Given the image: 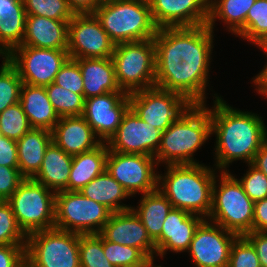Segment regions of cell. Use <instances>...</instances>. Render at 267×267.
I'll use <instances>...</instances> for the list:
<instances>
[{
    "mask_svg": "<svg viewBox=\"0 0 267 267\" xmlns=\"http://www.w3.org/2000/svg\"><path fill=\"white\" fill-rule=\"evenodd\" d=\"M24 179L19 168L0 166V201H7Z\"/></svg>",
    "mask_w": 267,
    "mask_h": 267,
    "instance_id": "cell-43",
    "label": "cell"
},
{
    "mask_svg": "<svg viewBox=\"0 0 267 267\" xmlns=\"http://www.w3.org/2000/svg\"><path fill=\"white\" fill-rule=\"evenodd\" d=\"M158 29L207 24L209 0H148Z\"/></svg>",
    "mask_w": 267,
    "mask_h": 267,
    "instance_id": "cell-18",
    "label": "cell"
},
{
    "mask_svg": "<svg viewBox=\"0 0 267 267\" xmlns=\"http://www.w3.org/2000/svg\"><path fill=\"white\" fill-rule=\"evenodd\" d=\"M203 217L173 208L163 222L160 238L155 242L156 256L164 257L167 251L186 252Z\"/></svg>",
    "mask_w": 267,
    "mask_h": 267,
    "instance_id": "cell-20",
    "label": "cell"
},
{
    "mask_svg": "<svg viewBox=\"0 0 267 267\" xmlns=\"http://www.w3.org/2000/svg\"><path fill=\"white\" fill-rule=\"evenodd\" d=\"M129 108V94L107 92L85 99L81 116L91 126L98 139L107 142L118 129Z\"/></svg>",
    "mask_w": 267,
    "mask_h": 267,
    "instance_id": "cell-17",
    "label": "cell"
},
{
    "mask_svg": "<svg viewBox=\"0 0 267 267\" xmlns=\"http://www.w3.org/2000/svg\"><path fill=\"white\" fill-rule=\"evenodd\" d=\"M19 102L32 128L52 131L60 119L48 98L45 87L23 83Z\"/></svg>",
    "mask_w": 267,
    "mask_h": 267,
    "instance_id": "cell-26",
    "label": "cell"
},
{
    "mask_svg": "<svg viewBox=\"0 0 267 267\" xmlns=\"http://www.w3.org/2000/svg\"><path fill=\"white\" fill-rule=\"evenodd\" d=\"M103 0H67L74 14L94 13Z\"/></svg>",
    "mask_w": 267,
    "mask_h": 267,
    "instance_id": "cell-48",
    "label": "cell"
},
{
    "mask_svg": "<svg viewBox=\"0 0 267 267\" xmlns=\"http://www.w3.org/2000/svg\"><path fill=\"white\" fill-rule=\"evenodd\" d=\"M228 267H261L254 246L245 236H238L232 244Z\"/></svg>",
    "mask_w": 267,
    "mask_h": 267,
    "instance_id": "cell-40",
    "label": "cell"
},
{
    "mask_svg": "<svg viewBox=\"0 0 267 267\" xmlns=\"http://www.w3.org/2000/svg\"><path fill=\"white\" fill-rule=\"evenodd\" d=\"M239 37L259 46L267 37V0H256L246 16L244 31Z\"/></svg>",
    "mask_w": 267,
    "mask_h": 267,
    "instance_id": "cell-34",
    "label": "cell"
},
{
    "mask_svg": "<svg viewBox=\"0 0 267 267\" xmlns=\"http://www.w3.org/2000/svg\"><path fill=\"white\" fill-rule=\"evenodd\" d=\"M245 237L254 246L261 267H267V232L252 231L247 233Z\"/></svg>",
    "mask_w": 267,
    "mask_h": 267,
    "instance_id": "cell-46",
    "label": "cell"
},
{
    "mask_svg": "<svg viewBox=\"0 0 267 267\" xmlns=\"http://www.w3.org/2000/svg\"><path fill=\"white\" fill-rule=\"evenodd\" d=\"M0 166L18 168L17 141L9 139L0 131Z\"/></svg>",
    "mask_w": 267,
    "mask_h": 267,
    "instance_id": "cell-45",
    "label": "cell"
},
{
    "mask_svg": "<svg viewBox=\"0 0 267 267\" xmlns=\"http://www.w3.org/2000/svg\"><path fill=\"white\" fill-rule=\"evenodd\" d=\"M97 138L82 116L61 117L52 130V141L71 156L98 147L102 141Z\"/></svg>",
    "mask_w": 267,
    "mask_h": 267,
    "instance_id": "cell-21",
    "label": "cell"
},
{
    "mask_svg": "<svg viewBox=\"0 0 267 267\" xmlns=\"http://www.w3.org/2000/svg\"><path fill=\"white\" fill-rule=\"evenodd\" d=\"M155 157L141 154H125L108 150L106 170L133 197L158 188ZM155 168V169H154Z\"/></svg>",
    "mask_w": 267,
    "mask_h": 267,
    "instance_id": "cell-13",
    "label": "cell"
},
{
    "mask_svg": "<svg viewBox=\"0 0 267 267\" xmlns=\"http://www.w3.org/2000/svg\"><path fill=\"white\" fill-rule=\"evenodd\" d=\"M211 118L206 104H192L161 134L155 154L157 164H197L193 154L211 137Z\"/></svg>",
    "mask_w": 267,
    "mask_h": 267,
    "instance_id": "cell-4",
    "label": "cell"
},
{
    "mask_svg": "<svg viewBox=\"0 0 267 267\" xmlns=\"http://www.w3.org/2000/svg\"><path fill=\"white\" fill-rule=\"evenodd\" d=\"M27 235L19 227L12 207L0 201V245H26Z\"/></svg>",
    "mask_w": 267,
    "mask_h": 267,
    "instance_id": "cell-39",
    "label": "cell"
},
{
    "mask_svg": "<svg viewBox=\"0 0 267 267\" xmlns=\"http://www.w3.org/2000/svg\"><path fill=\"white\" fill-rule=\"evenodd\" d=\"M107 155V144L102 142L93 150L73 156L68 191H80L96 176L102 174L106 170Z\"/></svg>",
    "mask_w": 267,
    "mask_h": 267,
    "instance_id": "cell-28",
    "label": "cell"
},
{
    "mask_svg": "<svg viewBox=\"0 0 267 267\" xmlns=\"http://www.w3.org/2000/svg\"><path fill=\"white\" fill-rule=\"evenodd\" d=\"M54 83L84 97V82L79 64L75 59H67L57 73Z\"/></svg>",
    "mask_w": 267,
    "mask_h": 267,
    "instance_id": "cell-41",
    "label": "cell"
},
{
    "mask_svg": "<svg viewBox=\"0 0 267 267\" xmlns=\"http://www.w3.org/2000/svg\"><path fill=\"white\" fill-rule=\"evenodd\" d=\"M99 234L107 241L140 249L154 262L155 243L132 209L112 213Z\"/></svg>",
    "mask_w": 267,
    "mask_h": 267,
    "instance_id": "cell-19",
    "label": "cell"
},
{
    "mask_svg": "<svg viewBox=\"0 0 267 267\" xmlns=\"http://www.w3.org/2000/svg\"><path fill=\"white\" fill-rule=\"evenodd\" d=\"M166 169L164 175L158 173V188L172 207L208 219L216 169L199 163L166 165Z\"/></svg>",
    "mask_w": 267,
    "mask_h": 267,
    "instance_id": "cell-3",
    "label": "cell"
},
{
    "mask_svg": "<svg viewBox=\"0 0 267 267\" xmlns=\"http://www.w3.org/2000/svg\"><path fill=\"white\" fill-rule=\"evenodd\" d=\"M26 245H0V267H21Z\"/></svg>",
    "mask_w": 267,
    "mask_h": 267,
    "instance_id": "cell-44",
    "label": "cell"
},
{
    "mask_svg": "<svg viewBox=\"0 0 267 267\" xmlns=\"http://www.w3.org/2000/svg\"><path fill=\"white\" fill-rule=\"evenodd\" d=\"M75 60L79 64L84 82V99L107 92H124L116 82L115 66L111 57Z\"/></svg>",
    "mask_w": 267,
    "mask_h": 267,
    "instance_id": "cell-23",
    "label": "cell"
},
{
    "mask_svg": "<svg viewBox=\"0 0 267 267\" xmlns=\"http://www.w3.org/2000/svg\"><path fill=\"white\" fill-rule=\"evenodd\" d=\"M230 173L220 171L219 180H214L212 207L207 220L238 236H245L253 231L254 202L244 192L238 178Z\"/></svg>",
    "mask_w": 267,
    "mask_h": 267,
    "instance_id": "cell-6",
    "label": "cell"
},
{
    "mask_svg": "<svg viewBox=\"0 0 267 267\" xmlns=\"http://www.w3.org/2000/svg\"><path fill=\"white\" fill-rule=\"evenodd\" d=\"M248 167L244 177L238 180L244 192L253 202L267 198V176L252 164H248Z\"/></svg>",
    "mask_w": 267,
    "mask_h": 267,
    "instance_id": "cell-42",
    "label": "cell"
},
{
    "mask_svg": "<svg viewBox=\"0 0 267 267\" xmlns=\"http://www.w3.org/2000/svg\"><path fill=\"white\" fill-rule=\"evenodd\" d=\"M79 257L81 267H115L105 257L100 234H79Z\"/></svg>",
    "mask_w": 267,
    "mask_h": 267,
    "instance_id": "cell-36",
    "label": "cell"
},
{
    "mask_svg": "<svg viewBox=\"0 0 267 267\" xmlns=\"http://www.w3.org/2000/svg\"><path fill=\"white\" fill-rule=\"evenodd\" d=\"M213 33L207 24L158 29L155 87L179 93L191 104H206Z\"/></svg>",
    "mask_w": 267,
    "mask_h": 267,
    "instance_id": "cell-1",
    "label": "cell"
},
{
    "mask_svg": "<svg viewBox=\"0 0 267 267\" xmlns=\"http://www.w3.org/2000/svg\"><path fill=\"white\" fill-rule=\"evenodd\" d=\"M161 134L162 131L141 120L129 108L106 144L108 150L114 152L154 157L161 143Z\"/></svg>",
    "mask_w": 267,
    "mask_h": 267,
    "instance_id": "cell-16",
    "label": "cell"
},
{
    "mask_svg": "<svg viewBox=\"0 0 267 267\" xmlns=\"http://www.w3.org/2000/svg\"><path fill=\"white\" fill-rule=\"evenodd\" d=\"M94 15L115 44L152 39L158 31L148 0H103Z\"/></svg>",
    "mask_w": 267,
    "mask_h": 267,
    "instance_id": "cell-5",
    "label": "cell"
},
{
    "mask_svg": "<svg viewBox=\"0 0 267 267\" xmlns=\"http://www.w3.org/2000/svg\"><path fill=\"white\" fill-rule=\"evenodd\" d=\"M21 267H31L26 261Z\"/></svg>",
    "mask_w": 267,
    "mask_h": 267,
    "instance_id": "cell-52",
    "label": "cell"
},
{
    "mask_svg": "<svg viewBox=\"0 0 267 267\" xmlns=\"http://www.w3.org/2000/svg\"><path fill=\"white\" fill-rule=\"evenodd\" d=\"M115 43L94 13L74 14L68 26L69 58H109Z\"/></svg>",
    "mask_w": 267,
    "mask_h": 267,
    "instance_id": "cell-14",
    "label": "cell"
},
{
    "mask_svg": "<svg viewBox=\"0 0 267 267\" xmlns=\"http://www.w3.org/2000/svg\"><path fill=\"white\" fill-rule=\"evenodd\" d=\"M69 22L37 15H27L21 46L68 49Z\"/></svg>",
    "mask_w": 267,
    "mask_h": 267,
    "instance_id": "cell-22",
    "label": "cell"
},
{
    "mask_svg": "<svg viewBox=\"0 0 267 267\" xmlns=\"http://www.w3.org/2000/svg\"><path fill=\"white\" fill-rule=\"evenodd\" d=\"M27 13L23 0H1L0 5V56L21 46L25 33Z\"/></svg>",
    "mask_w": 267,
    "mask_h": 267,
    "instance_id": "cell-24",
    "label": "cell"
},
{
    "mask_svg": "<svg viewBox=\"0 0 267 267\" xmlns=\"http://www.w3.org/2000/svg\"><path fill=\"white\" fill-rule=\"evenodd\" d=\"M55 194L34 179L25 178L7 200L26 235L54 228Z\"/></svg>",
    "mask_w": 267,
    "mask_h": 267,
    "instance_id": "cell-8",
    "label": "cell"
},
{
    "mask_svg": "<svg viewBox=\"0 0 267 267\" xmlns=\"http://www.w3.org/2000/svg\"><path fill=\"white\" fill-rule=\"evenodd\" d=\"M23 4L27 15L63 21H70L74 16L67 0H23Z\"/></svg>",
    "mask_w": 267,
    "mask_h": 267,
    "instance_id": "cell-38",
    "label": "cell"
},
{
    "mask_svg": "<svg viewBox=\"0 0 267 267\" xmlns=\"http://www.w3.org/2000/svg\"><path fill=\"white\" fill-rule=\"evenodd\" d=\"M105 257L115 267H154L151 261L140 249L121 245L103 238Z\"/></svg>",
    "mask_w": 267,
    "mask_h": 267,
    "instance_id": "cell-32",
    "label": "cell"
},
{
    "mask_svg": "<svg viewBox=\"0 0 267 267\" xmlns=\"http://www.w3.org/2000/svg\"><path fill=\"white\" fill-rule=\"evenodd\" d=\"M253 231L267 232V198L254 202Z\"/></svg>",
    "mask_w": 267,
    "mask_h": 267,
    "instance_id": "cell-47",
    "label": "cell"
},
{
    "mask_svg": "<svg viewBox=\"0 0 267 267\" xmlns=\"http://www.w3.org/2000/svg\"><path fill=\"white\" fill-rule=\"evenodd\" d=\"M238 235L204 219L186 251L195 267H228L232 244Z\"/></svg>",
    "mask_w": 267,
    "mask_h": 267,
    "instance_id": "cell-15",
    "label": "cell"
},
{
    "mask_svg": "<svg viewBox=\"0 0 267 267\" xmlns=\"http://www.w3.org/2000/svg\"><path fill=\"white\" fill-rule=\"evenodd\" d=\"M267 55V52H264ZM255 84V90L257 93L265 96L267 98V63L264 66V69L258 73L255 78L252 80Z\"/></svg>",
    "mask_w": 267,
    "mask_h": 267,
    "instance_id": "cell-50",
    "label": "cell"
},
{
    "mask_svg": "<svg viewBox=\"0 0 267 267\" xmlns=\"http://www.w3.org/2000/svg\"><path fill=\"white\" fill-rule=\"evenodd\" d=\"M80 193L83 196L104 205L112 213L127 211L132 208L131 205L121 204V200L130 196L107 170L85 185L80 190Z\"/></svg>",
    "mask_w": 267,
    "mask_h": 267,
    "instance_id": "cell-29",
    "label": "cell"
},
{
    "mask_svg": "<svg viewBox=\"0 0 267 267\" xmlns=\"http://www.w3.org/2000/svg\"><path fill=\"white\" fill-rule=\"evenodd\" d=\"M25 261L31 267H81L79 234L57 228L27 235Z\"/></svg>",
    "mask_w": 267,
    "mask_h": 267,
    "instance_id": "cell-9",
    "label": "cell"
},
{
    "mask_svg": "<svg viewBox=\"0 0 267 267\" xmlns=\"http://www.w3.org/2000/svg\"><path fill=\"white\" fill-rule=\"evenodd\" d=\"M52 142V131L43 128H31L17 141L18 168L24 178L38 173Z\"/></svg>",
    "mask_w": 267,
    "mask_h": 267,
    "instance_id": "cell-25",
    "label": "cell"
},
{
    "mask_svg": "<svg viewBox=\"0 0 267 267\" xmlns=\"http://www.w3.org/2000/svg\"><path fill=\"white\" fill-rule=\"evenodd\" d=\"M69 58L67 49H45L18 46L8 54L23 83L46 87L54 82L62 65Z\"/></svg>",
    "mask_w": 267,
    "mask_h": 267,
    "instance_id": "cell-12",
    "label": "cell"
},
{
    "mask_svg": "<svg viewBox=\"0 0 267 267\" xmlns=\"http://www.w3.org/2000/svg\"><path fill=\"white\" fill-rule=\"evenodd\" d=\"M251 164L267 176V140L260 146Z\"/></svg>",
    "mask_w": 267,
    "mask_h": 267,
    "instance_id": "cell-49",
    "label": "cell"
},
{
    "mask_svg": "<svg viewBox=\"0 0 267 267\" xmlns=\"http://www.w3.org/2000/svg\"><path fill=\"white\" fill-rule=\"evenodd\" d=\"M139 202L136 209H131L141 219L149 237L155 243L160 238L163 222L172 209L171 202L159 188L143 194Z\"/></svg>",
    "mask_w": 267,
    "mask_h": 267,
    "instance_id": "cell-30",
    "label": "cell"
},
{
    "mask_svg": "<svg viewBox=\"0 0 267 267\" xmlns=\"http://www.w3.org/2000/svg\"><path fill=\"white\" fill-rule=\"evenodd\" d=\"M256 0H209L207 25L214 28L216 19L222 20L229 32L237 37L244 31L246 16Z\"/></svg>",
    "mask_w": 267,
    "mask_h": 267,
    "instance_id": "cell-31",
    "label": "cell"
},
{
    "mask_svg": "<svg viewBox=\"0 0 267 267\" xmlns=\"http://www.w3.org/2000/svg\"><path fill=\"white\" fill-rule=\"evenodd\" d=\"M73 156L65 153L52 142L45 152L38 173L32 178L56 192L68 191L69 174Z\"/></svg>",
    "mask_w": 267,
    "mask_h": 267,
    "instance_id": "cell-27",
    "label": "cell"
},
{
    "mask_svg": "<svg viewBox=\"0 0 267 267\" xmlns=\"http://www.w3.org/2000/svg\"><path fill=\"white\" fill-rule=\"evenodd\" d=\"M32 127L20 102L13 104L0 113L1 134L18 141Z\"/></svg>",
    "mask_w": 267,
    "mask_h": 267,
    "instance_id": "cell-37",
    "label": "cell"
},
{
    "mask_svg": "<svg viewBox=\"0 0 267 267\" xmlns=\"http://www.w3.org/2000/svg\"><path fill=\"white\" fill-rule=\"evenodd\" d=\"M115 77L126 94L155 86V44L152 39L119 43L112 54Z\"/></svg>",
    "mask_w": 267,
    "mask_h": 267,
    "instance_id": "cell-7",
    "label": "cell"
},
{
    "mask_svg": "<svg viewBox=\"0 0 267 267\" xmlns=\"http://www.w3.org/2000/svg\"><path fill=\"white\" fill-rule=\"evenodd\" d=\"M258 47L263 50V52H267V37Z\"/></svg>",
    "mask_w": 267,
    "mask_h": 267,
    "instance_id": "cell-51",
    "label": "cell"
},
{
    "mask_svg": "<svg viewBox=\"0 0 267 267\" xmlns=\"http://www.w3.org/2000/svg\"><path fill=\"white\" fill-rule=\"evenodd\" d=\"M54 110L61 117L81 116L85 99L81 94L72 93L54 82L45 87Z\"/></svg>",
    "mask_w": 267,
    "mask_h": 267,
    "instance_id": "cell-33",
    "label": "cell"
},
{
    "mask_svg": "<svg viewBox=\"0 0 267 267\" xmlns=\"http://www.w3.org/2000/svg\"><path fill=\"white\" fill-rule=\"evenodd\" d=\"M112 212L104 205L83 196L80 191L55 194L54 228L78 234H99Z\"/></svg>",
    "mask_w": 267,
    "mask_h": 267,
    "instance_id": "cell-10",
    "label": "cell"
},
{
    "mask_svg": "<svg viewBox=\"0 0 267 267\" xmlns=\"http://www.w3.org/2000/svg\"><path fill=\"white\" fill-rule=\"evenodd\" d=\"M129 101L141 120L162 132L192 105L181 94L155 86L129 94Z\"/></svg>",
    "mask_w": 267,
    "mask_h": 267,
    "instance_id": "cell-11",
    "label": "cell"
},
{
    "mask_svg": "<svg viewBox=\"0 0 267 267\" xmlns=\"http://www.w3.org/2000/svg\"><path fill=\"white\" fill-rule=\"evenodd\" d=\"M214 97L213 108L208 107L211 133L216 135L214 166L219 171H229L226 167L236 160L251 164L260 146L267 140L262 117L232 108L217 94Z\"/></svg>",
    "mask_w": 267,
    "mask_h": 267,
    "instance_id": "cell-2",
    "label": "cell"
},
{
    "mask_svg": "<svg viewBox=\"0 0 267 267\" xmlns=\"http://www.w3.org/2000/svg\"><path fill=\"white\" fill-rule=\"evenodd\" d=\"M23 81L16 68L3 58L0 67V113L9 106L19 102Z\"/></svg>",
    "mask_w": 267,
    "mask_h": 267,
    "instance_id": "cell-35",
    "label": "cell"
}]
</instances>
